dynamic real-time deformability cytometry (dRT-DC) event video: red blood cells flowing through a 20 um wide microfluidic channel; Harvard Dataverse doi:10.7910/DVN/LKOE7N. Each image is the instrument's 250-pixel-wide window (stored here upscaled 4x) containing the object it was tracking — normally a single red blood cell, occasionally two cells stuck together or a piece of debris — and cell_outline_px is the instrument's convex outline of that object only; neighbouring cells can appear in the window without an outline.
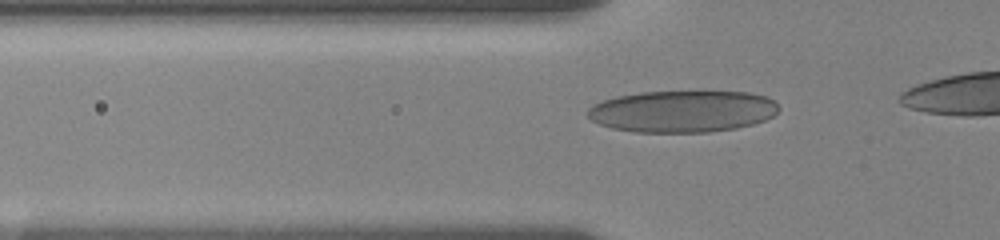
{"species": "human", "species_latin": "Homo sapiens", "temperature_condition": "room temperature", "stored_images_in_passage": 30, "segment_of_instrument_passage": [1, 2], "camera_frame_rate_fps": 3000, "um_per_image_px": 0.085, "donor": {"sex": "female"}, "frame": {"image": 1, "passage_image": 17, "time_ms": 4.333, "image_size_px": [1000, 240], "cell_outline_px": [[780, 108], [772, 116], [764, 120], [752, 124], [736, 128], [708, 132], [636, 132], [612, 128], [600, 124], [592, 120], [588, 116], [588, 108], [592, 104], [616, 96], [640, 92], [748, 92], [768, 96]], "centroid_in_image_um": [58.0, 9.46], "position_along_channel_um": 67.8, "area_um2": 46.41}}
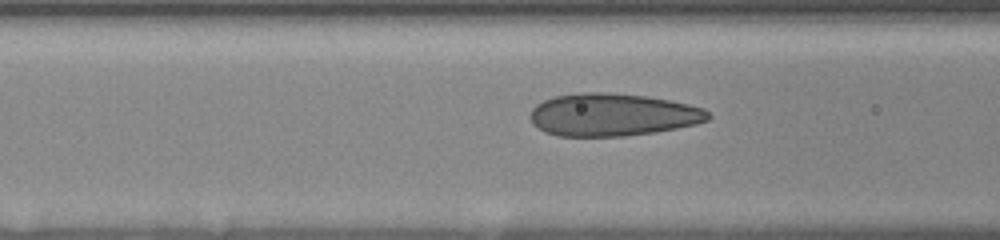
{"frame": {"image": 2, "passage_image": 23, "time_ms": 5.667, "image_size_px": [1000, 240], "cell_outline_px": [[712, 116], [708, 120], [696, 124], [656, 132], [624, 136], [556, 136], [544, 132], [532, 124], [528, 116], [532, 108], [536, 104], [544, 100], [556, 96], [580, 92], [604, 92], [644, 96], [668, 100], [688, 104], [704, 108]], "centroid_in_image_um": [52.03, 9.76], "position_along_channel_um": 114.6, "area_um2": 44.39}}